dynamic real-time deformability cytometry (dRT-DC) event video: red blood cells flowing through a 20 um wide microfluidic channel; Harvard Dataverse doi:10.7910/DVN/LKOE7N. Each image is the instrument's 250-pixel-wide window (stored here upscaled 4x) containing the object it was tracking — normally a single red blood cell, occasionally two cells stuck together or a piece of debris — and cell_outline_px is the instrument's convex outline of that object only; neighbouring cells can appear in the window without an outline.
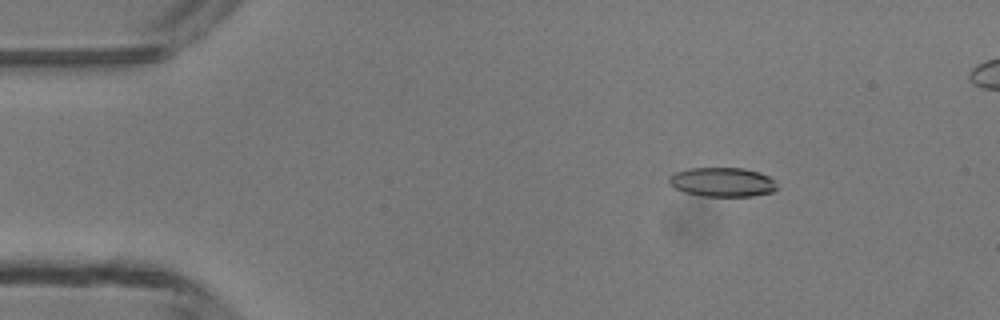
{"species": "common noctule bat (a hibernating species)", "species_latin": "Nyctalus noctula", "temperature_condition": "room temperature", "stored_images_in_passage": 4, "camera_frame_rate_fps": 3000, "um_per_image_px": 0.085, "animal": {"sex": "male", "body_mass_g": 13.3}, "frame": {"image": 1, "passage_image": 1, "time_ms": 0.0, "image_size_px": [1000, 320], "cell_outline_px": [[776, 188], [772, 192], [752, 196], [704, 196], [684, 192], [676, 188], [668, 180], [668, 176], [672, 172], [688, 168], [744, 168], [760, 172], [768, 176], [776, 184]], "centroid_in_image_um": [61.37, 15.46], "position_along_channel_um": 23.6, "area_um2": 18.38}}